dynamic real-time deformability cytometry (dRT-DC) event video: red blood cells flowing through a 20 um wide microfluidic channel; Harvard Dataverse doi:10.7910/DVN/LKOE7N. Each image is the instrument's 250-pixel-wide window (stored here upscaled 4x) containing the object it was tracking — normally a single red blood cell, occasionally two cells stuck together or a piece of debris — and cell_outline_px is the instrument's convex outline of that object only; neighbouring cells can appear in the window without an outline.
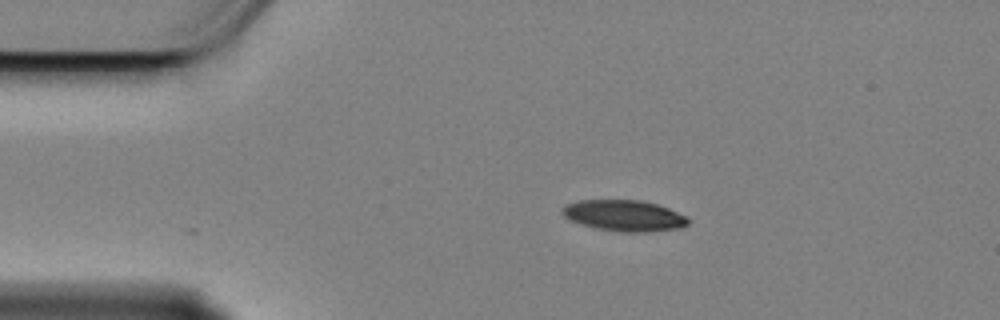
{"species": "Egyptian fruit bat (a non-hibernating species)", "species_latin": "Rousettus aegyptiacus", "temperature_condition": "cold", "stored_images_in_passage": 48, "camera_frame_rate_fps": 3000, "um_per_image_px": 0.085, "animal": {"sex": "female"}, "frame": {"image": 1, "passage_image": 1, "time_ms": 0.0, "image_size_px": [1000, 320], "cell_outline_px": [[688, 224], [680, 228], [648, 232], [620, 232], [596, 228], [572, 220], [564, 216], [560, 212], [560, 208], [564, 204], [580, 200], [640, 200], [656, 204], [668, 208], [688, 216]], "centroid_in_image_um": [53.05, 18.32], "position_along_channel_um": 32.0, "area_um2": 22.83}}
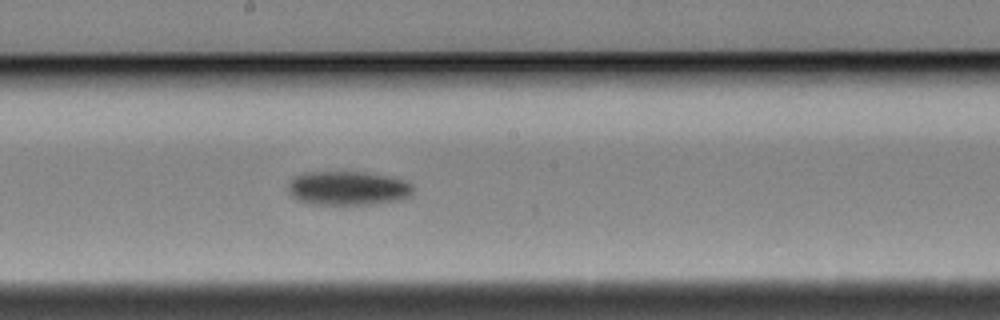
{"frame": {"image": 2, "passage_image": 21, "time_ms": 6.667, "image_size_px": [1000, 320], "cell_outline_px": [[412, 196], [380, 204], [312, 204], [296, 200], [288, 192], [288, 184], [296, 176], [304, 172], [364, 172], [388, 176], [408, 180], [412, 184]], "centroid_in_image_um": [29.59, 16.0], "position_along_channel_um": 218.6, "area_um2": 24.97}}
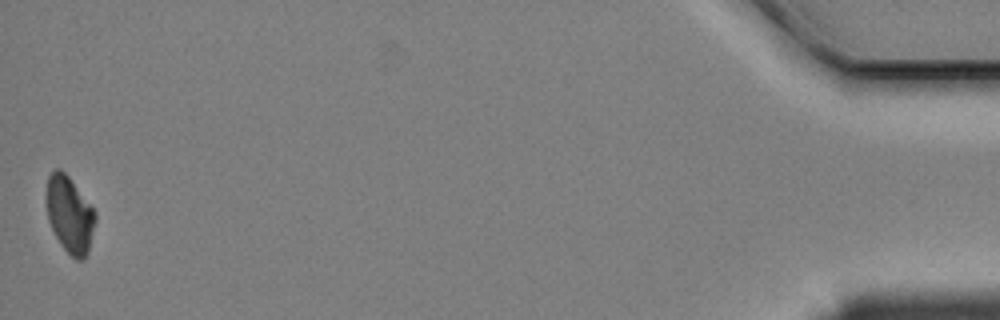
{"frame": {"image": 3, "passage_image": 48, "time_ms": 15.667, "image_size_px": [1000, 320], "cell_outline_px": [[96, 220], [88, 252], [84, 260], [76, 260], [60, 244], [48, 220], [48, 176], [56, 168], [60, 168], [68, 176], [92, 208], [96, 216]], "centroid_in_image_um": [5.94, 18.28], "position_along_channel_um": 429.3, "area_um2": 21.15}, "authors_computed_cell_mechanics": {"area_um2": 23.8714, "velocity_mm_per_s": 3.3933, "shape_relaxation_time_tau1_ms": 2.9419, "shape_relaxation_time_tau2_ms": null, "deformation_change_tau1": 0.1057, "deformation_change_tau2": null}}